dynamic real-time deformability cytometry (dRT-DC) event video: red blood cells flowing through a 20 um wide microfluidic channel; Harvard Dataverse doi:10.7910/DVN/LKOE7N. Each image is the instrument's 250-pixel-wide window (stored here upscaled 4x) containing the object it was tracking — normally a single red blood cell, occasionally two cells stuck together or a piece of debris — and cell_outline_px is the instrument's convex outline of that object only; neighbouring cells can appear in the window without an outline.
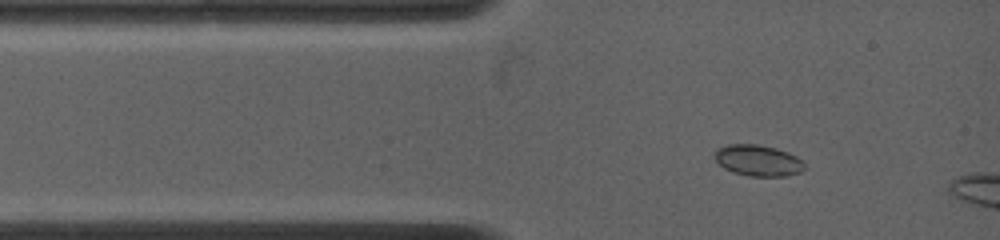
{"species": "common noctule bat (a hibernating species)", "species_latin": "Nyctalus noctula", "temperature_condition": "warm", "stored_images_in_passage": 5, "camera_frame_rate_fps": 4500, "um_per_image_px": 0.085, "animal": {"sex": "female", "body_mass_g": 19.0, "forearm_length_mm": 53.3}, "frame": {"image": 1, "passage_image": 1, "time_ms": 0.0, "image_size_px": [1000, 240], "cell_outline_px": [[804, 168], [800, 172], [784, 176], [748, 176], [732, 172], [724, 168], [716, 160], [716, 148], [728, 144], [756, 144], [776, 148], [788, 152], [796, 156], [804, 164]], "centroid_in_image_um": [64.42, 13.64], "position_along_channel_um": 20.6, "area_um2": 16.18}}